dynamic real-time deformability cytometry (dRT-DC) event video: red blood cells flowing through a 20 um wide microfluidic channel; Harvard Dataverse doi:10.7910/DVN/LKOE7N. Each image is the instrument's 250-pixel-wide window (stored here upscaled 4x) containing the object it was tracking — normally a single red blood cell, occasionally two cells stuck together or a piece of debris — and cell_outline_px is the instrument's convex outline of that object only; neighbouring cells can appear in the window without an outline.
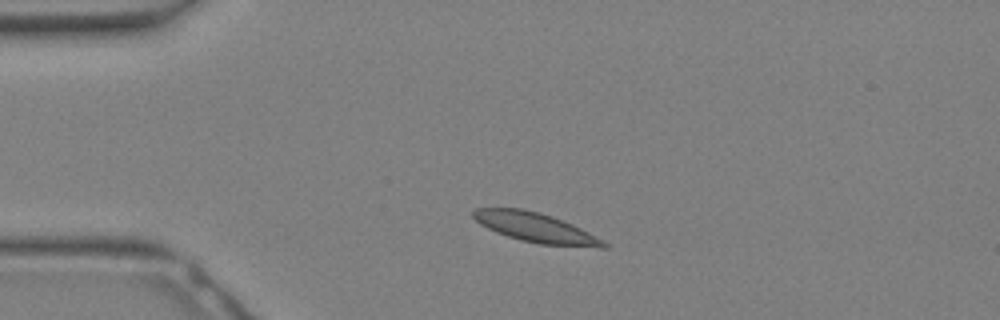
{"species": "Egyptian fruit bat (a non-hibernating species)", "species_latin": "Rousettus aegyptiacus", "temperature_condition": "warm", "stored_images_in_passage": 30, "camera_frame_rate_fps": 3000, "um_per_image_px": 0.085, "animal": {"sex": "female"}, "frame": {"image": 1, "passage_image": 5, "time_ms": 1.333, "image_size_px": [1000, 320], "cell_outline_px": [[608, 248], [600, 248], [540, 244], [520, 240], [496, 232], [480, 224], [472, 216], [472, 212], [476, 208], [520, 208], [540, 212], [552, 216], [572, 224], [588, 232], [608, 244]], "centroid_in_image_um": [45.52, 19.35], "position_along_channel_um": 39.5, "area_um2": 22.31}}
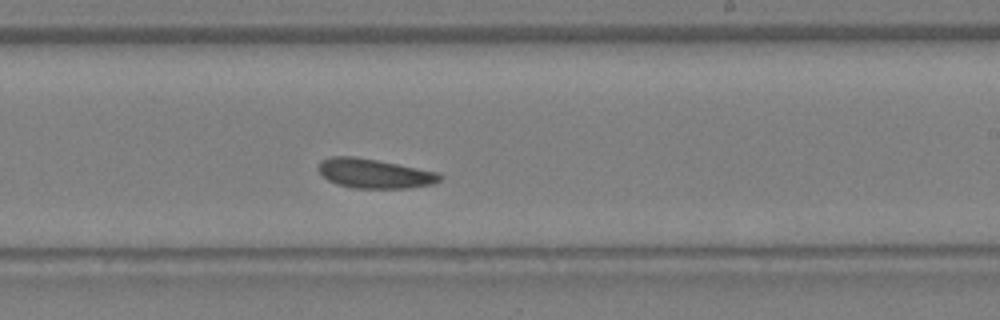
{"frame": {"image": 2, "passage_image": 17, "time_ms": 5.333, "image_size_px": [1000, 320], "cell_outline_px": [[440, 180], [432, 184], [408, 188], [352, 188], [336, 184], [328, 180], [320, 172], [320, 160], [332, 156], [352, 156], [376, 160], [440, 172]], "centroid_in_image_um": [31.83, 14.75], "position_along_channel_um": 257.2, "area_um2": 20.63}}
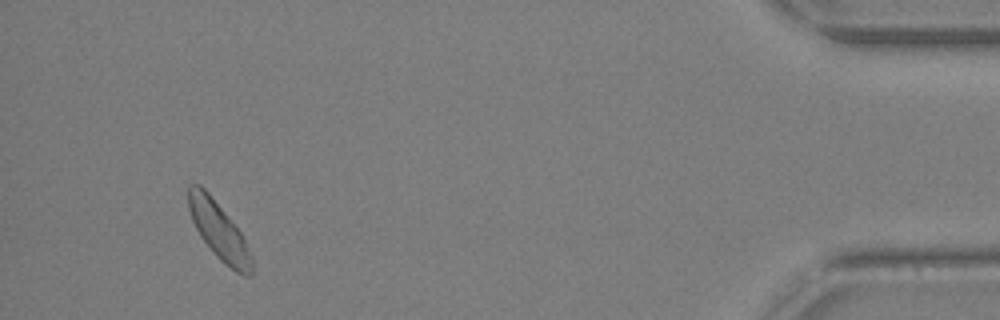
{"frame": {"image": 3, "passage_image": 28, "time_ms": 9.0, "image_size_px": [1000, 320], "cell_outline_px": [[252, 276], [244, 276], [236, 272], [224, 264], [216, 256], [200, 236], [192, 220], [188, 208], [188, 184], [200, 184], [208, 192], [244, 236], [252, 256]], "centroid_in_image_um": [18.61, 19.64], "position_along_channel_um": 416.6, "area_um2": 21.15}}